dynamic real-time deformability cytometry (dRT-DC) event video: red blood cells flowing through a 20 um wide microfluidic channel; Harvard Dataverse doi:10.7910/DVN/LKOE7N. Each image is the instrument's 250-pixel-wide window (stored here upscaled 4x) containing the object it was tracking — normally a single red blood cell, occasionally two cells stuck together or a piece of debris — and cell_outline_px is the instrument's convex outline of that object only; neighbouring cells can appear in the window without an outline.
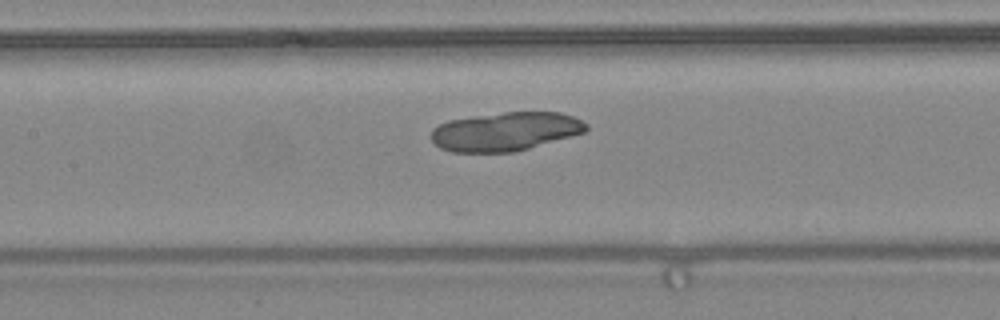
{"species": "common noctule bat (a hibernating species)", "species_latin": "Nyctalus noctula", "temperature_condition": "warm", "stored_images_in_passage": 31, "camera_frame_rate_fps": 3000, "um_per_image_px": 0.085, "animal": {"sex": "female", "body_mass_g": 24.6, "forearm_length_mm": 56.2}, "frame": {"image": 1, "passage_image": 7, "time_ms": 2.0, "image_size_px": [1000, 320], "cell_outline_px": [[588, 128], [584, 132], [516, 152], [452, 152], [440, 148], [432, 140], [432, 128], [448, 120], [504, 112], [560, 112], [572, 116], [588, 124]], "centroid_in_image_um": [42.95, 11.18], "position_along_channel_um": 164.4, "area_um2": 34.8}}